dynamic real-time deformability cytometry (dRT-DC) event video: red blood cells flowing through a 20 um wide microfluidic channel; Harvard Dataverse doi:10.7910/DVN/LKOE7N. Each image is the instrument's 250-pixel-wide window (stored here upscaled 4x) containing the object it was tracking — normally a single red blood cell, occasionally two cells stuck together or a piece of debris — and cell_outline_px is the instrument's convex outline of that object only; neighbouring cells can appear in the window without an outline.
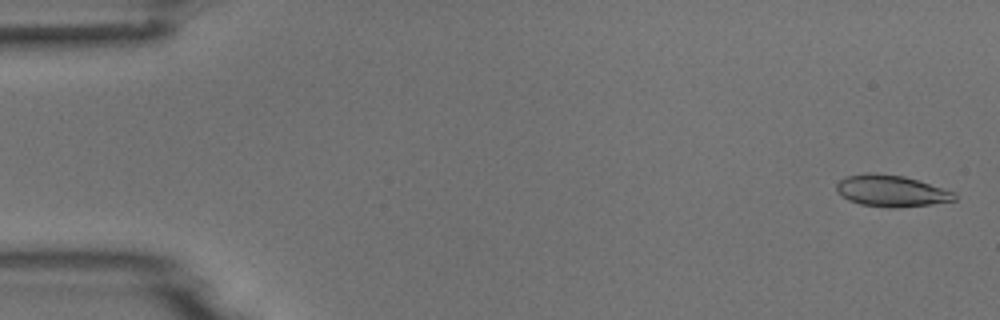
{"species": "common noctule bat (a hibernating species)", "species_latin": "Nyctalus noctula", "temperature_condition": "room temperature", "stored_images_in_passage": 5, "camera_frame_rate_fps": 3000, "um_per_image_px": 0.085, "animal": {"sex": "male", "body_mass_g": 18.8}, "frame": {"image": 1, "passage_image": 1, "time_ms": 0.0, "image_size_px": [1000, 320], "cell_outline_px": [[956, 200], [932, 204], [888, 208], [860, 204], [848, 200], [836, 192], [836, 184], [840, 180], [848, 176], [868, 172], [872, 172], [904, 176], [956, 192]], "centroid_in_image_um": [75.74, 16.22], "position_along_channel_um": 9.3, "area_um2": 21.68}}
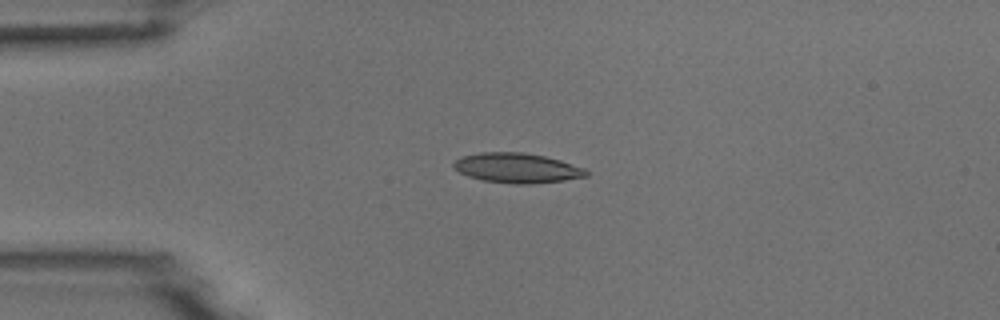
{"frame": {"image": 2, "passage_image": 4, "time_ms": 3.667, "image_size_px": [1000, 320], "cell_outline_px": [[588, 176], [564, 180], [532, 184], [516, 184], [484, 180], [468, 176], [460, 172], [452, 164], [460, 156], [480, 152], [524, 152], [544, 156], [560, 160], [584, 168], [588, 172]], "centroid_in_image_um": [43.95, 14.27], "position_along_channel_um": 41.1, "area_um2": 22.95}}